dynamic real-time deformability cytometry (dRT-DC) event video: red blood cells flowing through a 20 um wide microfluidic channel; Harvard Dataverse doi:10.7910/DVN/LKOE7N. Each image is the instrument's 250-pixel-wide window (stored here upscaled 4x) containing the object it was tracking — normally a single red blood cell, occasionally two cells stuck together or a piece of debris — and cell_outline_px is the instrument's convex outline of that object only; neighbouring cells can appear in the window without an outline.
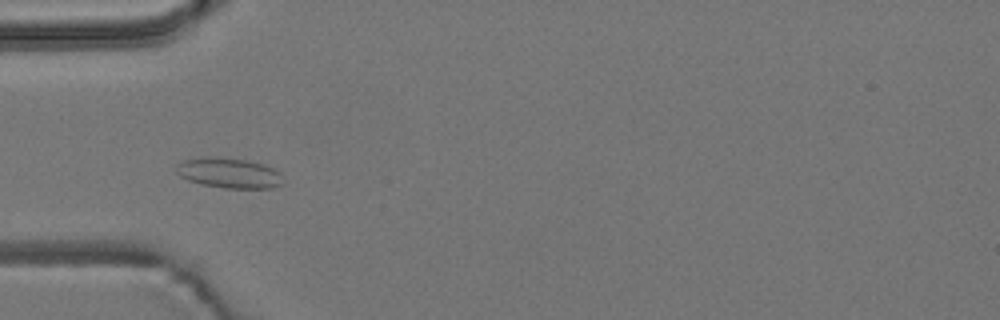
{"species": "common noctule bat (a hibernating species)", "species_latin": "Nyctalus noctula", "temperature_condition": "room temperature", "stored_images_in_passage": 7, "camera_frame_rate_fps": 3000, "um_per_image_px": 0.085, "animal": {"sex": "male", "body_mass_g": 19.2, "forearm_length_mm": 51.8}, "frame": {"image": 1, "passage_image": 5, "time_ms": 1.333, "image_size_px": [1000, 320], "cell_outline_px": [[284, 180], [280, 184], [272, 188], [224, 188], [204, 184], [188, 180], [180, 176], [176, 172], [176, 164], [184, 160], [204, 156], [216, 156], [244, 160], [264, 164], [276, 168], [280, 172]], "centroid_in_image_um": [19.48, 14.69], "position_along_channel_um": 65.5, "area_um2": 18.96}}
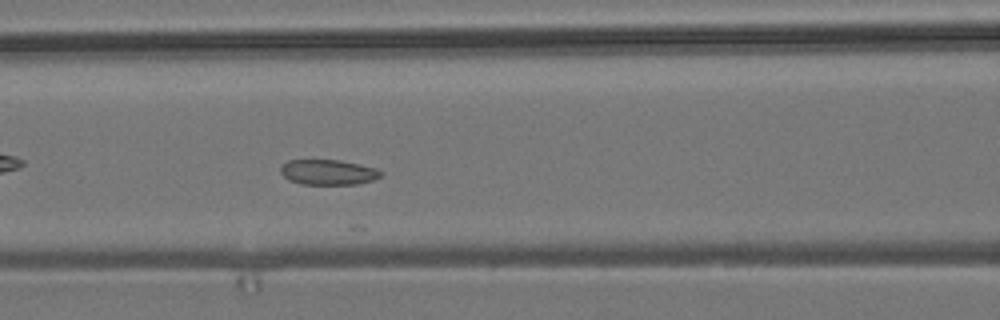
{"frame": {"image": 2, "passage_image": 7, "time_ms": 2.0, "image_size_px": [1000, 320], "cell_outline_px": [[384, 172], [380, 176], [372, 180], [356, 184], [300, 184], [288, 180], [280, 172], [280, 168], [288, 160], [340, 160], [360, 164], [376, 168]], "centroid_in_image_um": [27.89, 14.63], "position_along_channel_um": 138.7, "area_um2": 14.74}}